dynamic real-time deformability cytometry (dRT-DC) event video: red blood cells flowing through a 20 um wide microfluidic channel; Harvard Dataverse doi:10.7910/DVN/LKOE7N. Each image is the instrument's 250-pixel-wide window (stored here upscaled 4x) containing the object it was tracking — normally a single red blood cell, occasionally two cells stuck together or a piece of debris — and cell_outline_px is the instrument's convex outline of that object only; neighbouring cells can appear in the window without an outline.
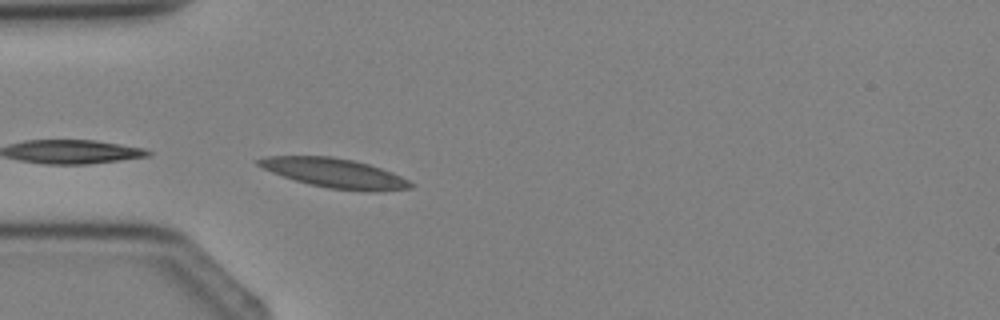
{"species": "Egyptian fruit bat (a non-hibernating species)", "species_latin": "Rousettus aegyptiacus", "temperature_condition": "cold", "stored_images_in_passage": 3, "camera_frame_rate_fps": 3000, "um_per_image_px": 0.085, "animal": {"sex": "female"}, "frame": {"image": 1, "passage_image": 3, "time_ms": 2.333, "image_size_px": [1000, 320], "cell_outline_px": [[416, 184], [412, 188], [376, 192], [368, 192], [328, 188], [308, 184], [272, 172], [256, 164], [256, 160], [264, 156], [332, 156], [352, 160], [368, 164], [392, 172]], "centroid_in_image_um": [28.48, 14.72], "position_along_channel_um": 56.5, "area_um2": 26.07}}